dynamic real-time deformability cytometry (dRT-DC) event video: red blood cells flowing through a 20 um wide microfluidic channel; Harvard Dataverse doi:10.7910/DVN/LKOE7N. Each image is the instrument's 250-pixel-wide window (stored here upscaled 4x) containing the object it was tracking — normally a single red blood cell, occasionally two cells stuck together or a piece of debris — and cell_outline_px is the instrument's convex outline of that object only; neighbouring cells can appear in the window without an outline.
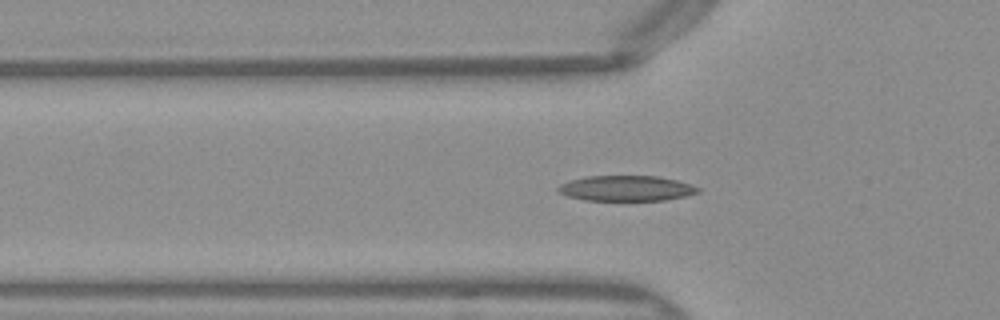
{"species": "Egyptian fruit bat (a non-hibernating species)", "species_latin": "Rousettus aegyptiacus", "temperature_condition": "warm", "stored_images_in_passage": 37, "camera_frame_rate_fps": 3000, "um_per_image_px": 0.085, "frame": {"image": 1, "passage_image": 2, "time_ms": 0.333, "image_size_px": [1000, 320], "cell_outline_px": [[700, 192], [684, 196], [664, 200], [584, 200], [568, 196], [556, 192], [556, 188], [560, 184], [572, 180], [588, 176], [656, 176], [676, 180], [700, 188]], "centroid_in_image_um": [53.19, 16.01], "position_along_channel_um": 72.6, "area_um2": 20.52}}
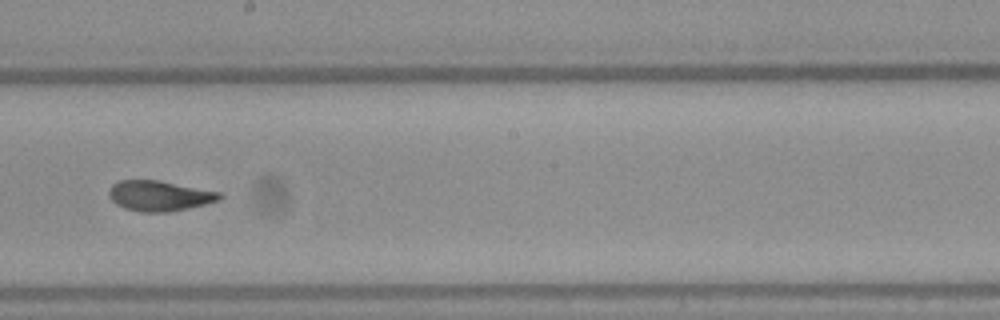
{"frame": {"image": 2, "passage_image": 14, "time_ms": 4.333, "image_size_px": [1000, 320], "cell_outline_px": [[224, 196], [220, 200], [204, 204], [168, 212], [140, 212], [124, 208], [116, 204], [108, 196], [108, 192], [112, 184], [120, 180], [160, 180], [220, 192]], "centroid_in_image_um": [13.53, 16.64], "position_along_channel_um": 234.7, "area_um2": 19.59}}
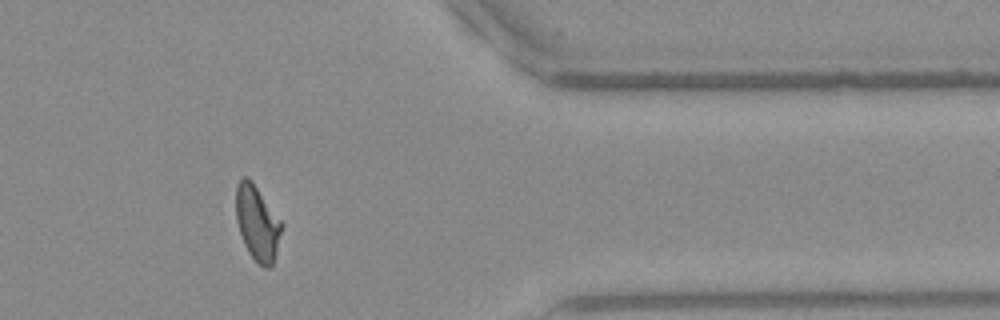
{"frame": {"image": 3, "passage_image": 27, "time_ms": 8.667, "image_size_px": [1000, 320], "cell_outline_px": [[280, 232], [276, 252], [272, 264], [268, 268], [264, 268], [248, 252], [244, 244], [236, 220], [236, 184], [244, 176], [248, 176], [252, 180], [280, 220]], "centroid_in_image_um": [21.83, 18.92], "position_along_channel_um": 389.6, "area_um2": 19.42}, "authors_computed_cell_mechanics": {"area_um2": 19.652, "velocity_mm_per_s": 4.0282, "shape_relaxation_time_tau1_ms": null, "shape_relaxation_time_tau2_ms": 1.3552, "deformation_change_tau1": null, "deformation_change_tau2": 0.0699}}